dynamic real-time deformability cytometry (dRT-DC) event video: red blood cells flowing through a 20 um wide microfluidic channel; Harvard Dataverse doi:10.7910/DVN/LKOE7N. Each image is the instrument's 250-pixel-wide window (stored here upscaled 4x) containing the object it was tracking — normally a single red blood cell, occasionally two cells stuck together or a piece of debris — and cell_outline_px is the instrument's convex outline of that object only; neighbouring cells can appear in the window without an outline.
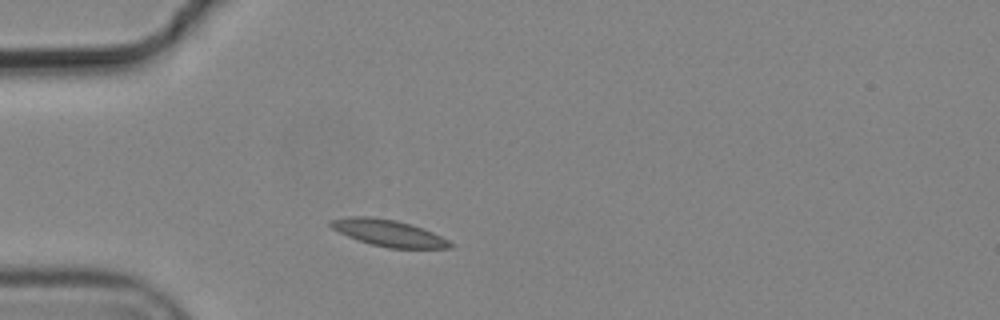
{"species": "common noctule bat (a hibernating species)", "species_latin": "Nyctalus noctula", "temperature_condition": "cold", "stored_images_in_passage": 1, "camera_frame_rate_fps": 3000, "um_per_image_px": 0.085, "animal": {"sex": "male", "body_mass_g": 19.2, "forearm_length_mm": 51.8}, "frame": {"image": 1, "passage_image": 1, "time_ms": 0.0, "image_size_px": [1000, 320], "cell_outline_px": [[456, 244], [452, 248], [388, 248], [372, 244], [348, 236], [332, 228], [328, 224], [328, 220], [348, 216], [368, 216], [396, 220], [412, 224], [432, 232]], "centroid_in_image_um": [33.03, 19.79], "position_along_channel_um": 52.0, "area_um2": 18.5}}